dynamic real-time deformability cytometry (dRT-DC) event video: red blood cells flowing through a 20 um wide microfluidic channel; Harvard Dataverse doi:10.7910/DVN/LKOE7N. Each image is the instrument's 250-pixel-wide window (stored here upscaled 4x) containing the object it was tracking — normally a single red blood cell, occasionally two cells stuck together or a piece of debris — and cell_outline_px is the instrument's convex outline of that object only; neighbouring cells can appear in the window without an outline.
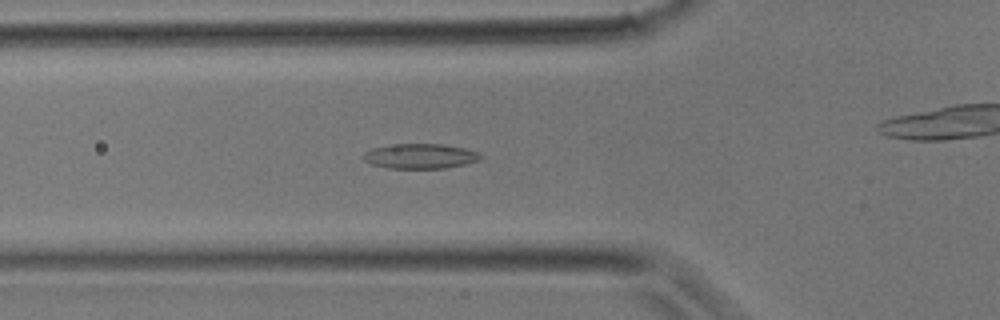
{"species": "common noctule bat (a hibernating species)", "species_latin": "Nyctalus noctula", "temperature_condition": "room temperature", "stored_images_in_passage": 26, "camera_frame_rate_fps": 3000, "um_per_image_px": 0.085, "animal": {"sex": "male", "body_mass_g": 17.9}, "frame": {"image": 1, "passage_image": 2, "time_ms": 0.333, "image_size_px": [1000, 320], "cell_outline_px": [[484, 156], [480, 160], [464, 164], [444, 168], [388, 168], [372, 164], [364, 160], [360, 156], [364, 152], [372, 148], [396, 144], [444, 144], [464, 148], [480, 152]], "centroid_in_image_um": [35.73, 13.27], "position_along_channel_um": 90.1, "area_um2": 17.11}}
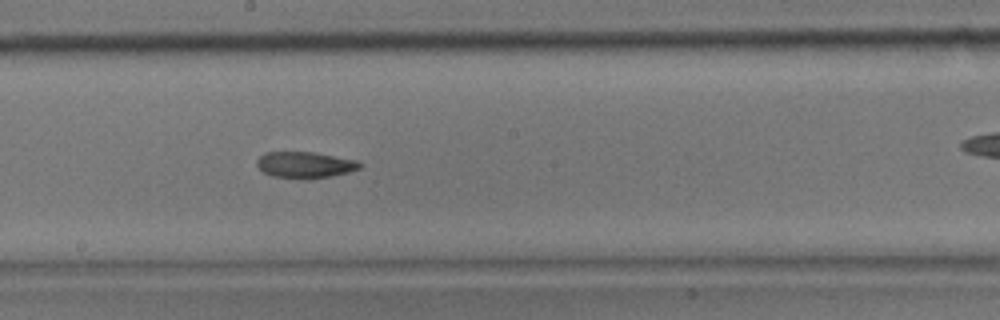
{"frame": {"image": 2, "passage_image": 9, "time_ms": 2.667, "image_size_px": [1000, 320], "cell_outline_px": [[364, 164], [360, 168], [348, 172], [332, 176], [272, 176], [264, 172], [256, 164], [256, 160], [264, 152], [312, 152], [356, 160]], "centroid_in_image_um": [25.93, 13.96], "position_along_channel_um": 222.3, "area_um2": 15.03}}
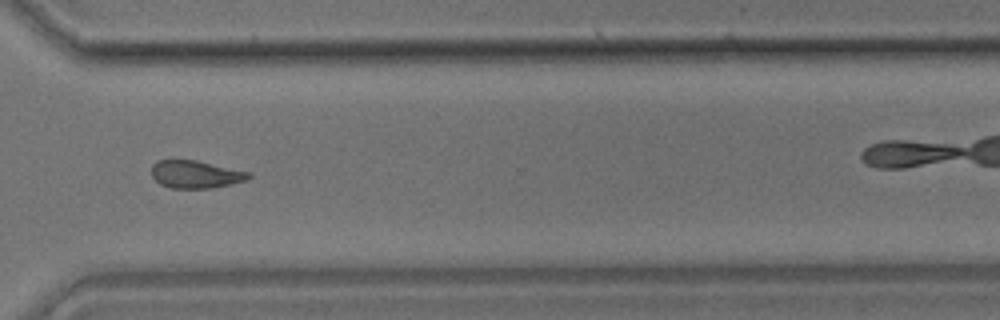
{"frame": {"image": 3, "passage_image": 16, "time_ms": 5.0, "image_size_px": [1000, 320], "cell_outline_px": [[252, 176], [244, 180], [212, 188], [172, 188], [160, 184], [152, 176], [152, 164], [156, 160], [196, 160], [248, 172]], "centroid_in_image_um": [16.57, 14.81], "position_along_channel_um": 354.0, "area_um2": 15.37}}